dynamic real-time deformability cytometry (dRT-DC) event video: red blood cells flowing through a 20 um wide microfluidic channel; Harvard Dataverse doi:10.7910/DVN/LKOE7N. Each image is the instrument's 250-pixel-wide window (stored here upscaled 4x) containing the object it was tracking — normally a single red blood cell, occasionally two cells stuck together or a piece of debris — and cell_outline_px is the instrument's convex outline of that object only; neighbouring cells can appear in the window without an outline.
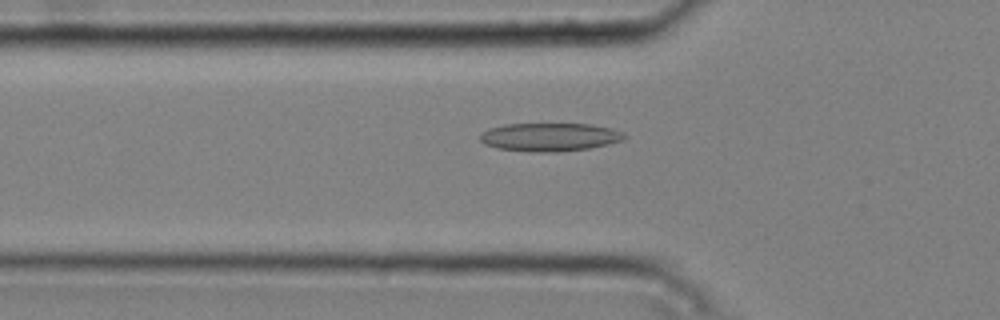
{"species": "common noctule bat (a hibernating species)", "species_latin": "Nyctalus noctula", "temperature_condition": "cold", "stored_images_in_passage": 3, "camera_frame_rate_fps": 3000, "um_per_image_px": 0.085, "animal": {"sex": "male", "body_mass_g": 20.4}, "frame": {"image": 1, "passage_image": 3, "time_ms": 0.667, "image_size_px": [1000, 320], "cell_outline_px": [[628, 136], [624, 140], [608, 144], [588, 148], [560, 152], [528, 152], [496, 148], [484, 144], [480, 140], [480, 132], [488, 128], [504, 124], [592, 124], [612, 128], [624, 132]], "centroid_in_image_um": [46.72, 11.65], "position_along_channel_um": 79.1, "area_um2": 24.16}}